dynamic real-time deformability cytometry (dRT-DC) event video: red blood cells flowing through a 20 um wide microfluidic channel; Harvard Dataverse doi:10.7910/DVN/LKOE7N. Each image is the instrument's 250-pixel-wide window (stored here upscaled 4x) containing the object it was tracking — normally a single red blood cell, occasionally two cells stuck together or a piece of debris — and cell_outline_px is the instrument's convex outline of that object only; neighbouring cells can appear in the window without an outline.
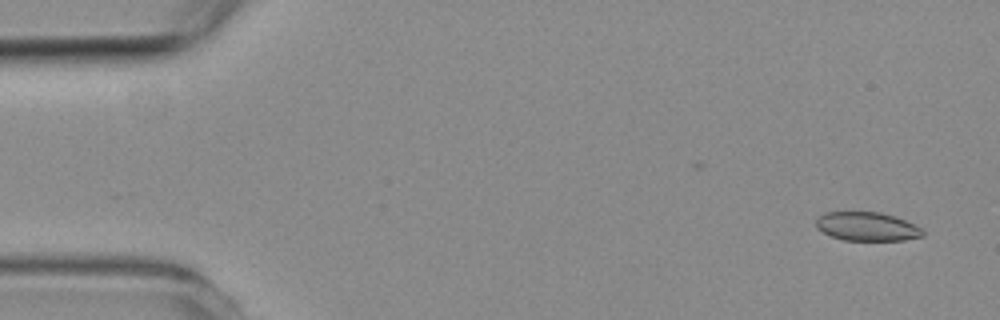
{"species": "common noctule bat (a hibernating species)", "species_latin": "Nyctalus noctula", "temperature_condition": "room temperature", "stored_images_in_passage": 8, "camera_frame_rate_fps": 3000, "um_per_image_px": 0.085, "animal": {"sex": "female", "body_mass_g": 19.3, "forearm_length_mm": 54.1}, "frame": {"image": 1, "passage_image": 1, "time_ms": 0.0, "image_size_px": [1000, 320], "cell_outline_px": [[924, 236], [904, 240], [844, 240], [832, 236], [816, 228], [816, 220], [824, 212], [880, 212], [896, 216], [920, 228], [924, 232]], "centroid_in_image_um": [73.69, 19.25], "position_along_channel_um": 11.3, "area_um2": 17.74}}
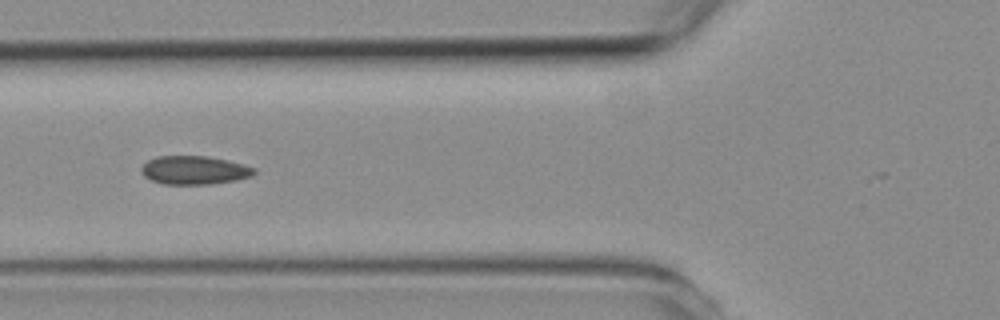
{"frame": {"image": 2, "passage_image": 5, "time_ms": 5.667, "image_size_px": [1000, 320], "cell_outline_px": [[256, 172], [252, 176], [236, 180], [212, 184], [164, 184], [152, 180], [144, 176], [140, 172], [140, 168], [148, 160], [156, 156], [208, 156], [228, 160], [244, 164], [256, 168]], "centroid_in_image_um": [16.53, 14.46], "position_along_channel_um": 109.3, "area_um2": 18.9}}
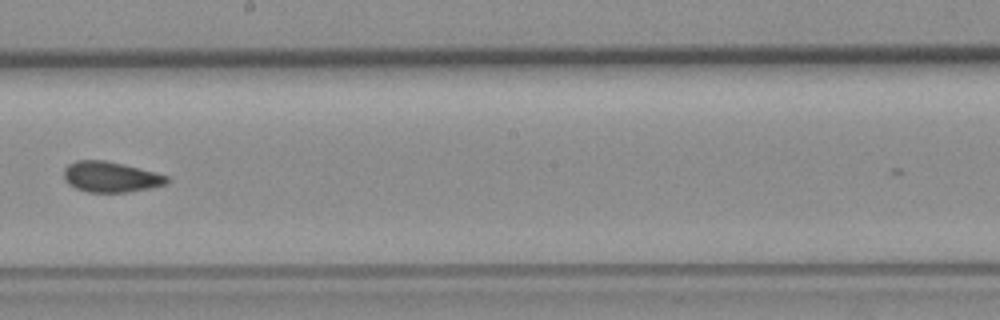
{"frame": {"image": 3, "passage_image": 8, "time_ms": 9.0, "image_size_px": [1000, 320], "cell_outline_px": [[168, 180], [164, 184], [152, 188], [128, 192], [88, 192], [76, 188], [68, 184], [64, 180], [64, 168], [68, 164], [76, 160], [104, 160], [124, 164], [156, 172], [168, 176]], "centroid_in_image_um": [9.39, 15.03], "position_along_channel_um": 238.8, "area_um2": 18.44}}